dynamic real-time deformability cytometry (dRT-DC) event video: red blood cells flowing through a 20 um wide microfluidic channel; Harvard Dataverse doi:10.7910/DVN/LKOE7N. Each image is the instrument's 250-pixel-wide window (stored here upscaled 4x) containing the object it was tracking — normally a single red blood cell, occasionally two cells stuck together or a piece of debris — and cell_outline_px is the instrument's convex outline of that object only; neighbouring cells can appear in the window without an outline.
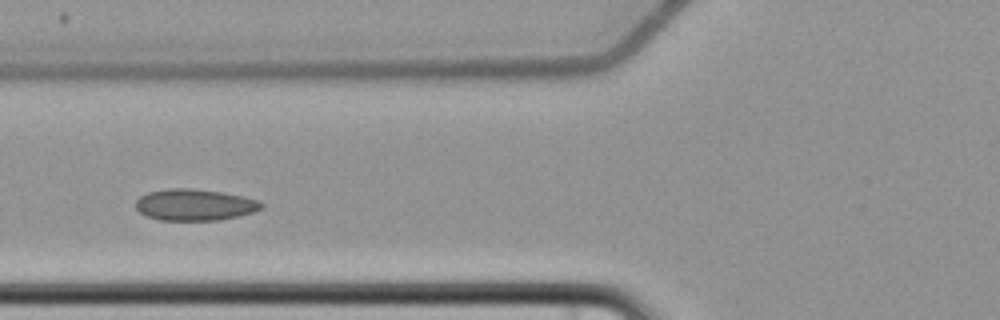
{"species": "common noctule bat (a hibernating species)", "species_latin": "Nyctalus noctula", "temperature_condition": "cold", "stored_images_in_passage": 2, "camera_frame_rate_fps": 3000, "um_per_image_px": 0.085, "animal": {"sex": "female", "body_mass_g": 22.7, "forearm_length_mm": 54.2}, "frame": {"image": 1, "passage_image": 2, "time_ms": 1.333, "image_size_px": [1000, 320], "cell_outline_px": [[264, 208], [240, 216], [220, 220], [160, 220], [148, 216], [140, 212], [136, 208], [136, 200], [140, 196], [148, 192], [168, 188], [192, 188], [224, 192], [244, 196], [260, 200], [264, 204]], "centroid_in_image_um": [16.6, 17.4], "position_along_channel_um": 109.2, "area_um2": 23.29}}